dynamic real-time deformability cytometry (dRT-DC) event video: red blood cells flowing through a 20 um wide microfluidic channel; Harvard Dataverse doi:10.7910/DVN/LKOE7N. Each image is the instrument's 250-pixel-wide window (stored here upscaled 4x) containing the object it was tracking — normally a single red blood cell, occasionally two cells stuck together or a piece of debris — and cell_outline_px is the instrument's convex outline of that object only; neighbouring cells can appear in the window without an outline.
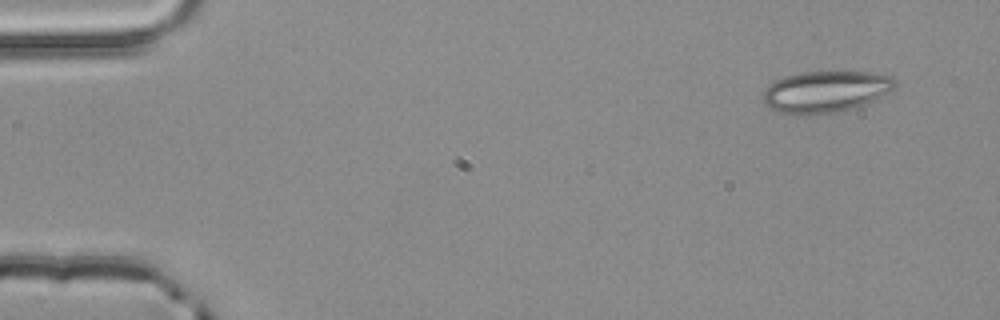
{"species": "common noctule bat (a hibernating species)", "species_latin": "Nyctalus noctula", "temperature_condition": "room temperature", "stored_images_in_passage": 4, "camera_frame_rate_fps": 3000, "um_per_image_px": 0.085, "animal": {"sex": "male", "body_mass_g": 20.4}, "frame": {"image": 1, "passage_image": 1, "time_ms": 0.0, "image_size_px": [1000, 320], "cell_outline_px": [[896, 88], [864, 104], [836, 112], [800, 116], [796, 116], [776, 112], [768, 108], [764, 100], [764, 88], [772, 80], [784, 76], [800, 72], [872, 72], [892, 76], [896, 80]], "centroid_in_image_um": [70.12, 7.79], "position_along_channel_um": 14.9, "area_um2": 32.31}}